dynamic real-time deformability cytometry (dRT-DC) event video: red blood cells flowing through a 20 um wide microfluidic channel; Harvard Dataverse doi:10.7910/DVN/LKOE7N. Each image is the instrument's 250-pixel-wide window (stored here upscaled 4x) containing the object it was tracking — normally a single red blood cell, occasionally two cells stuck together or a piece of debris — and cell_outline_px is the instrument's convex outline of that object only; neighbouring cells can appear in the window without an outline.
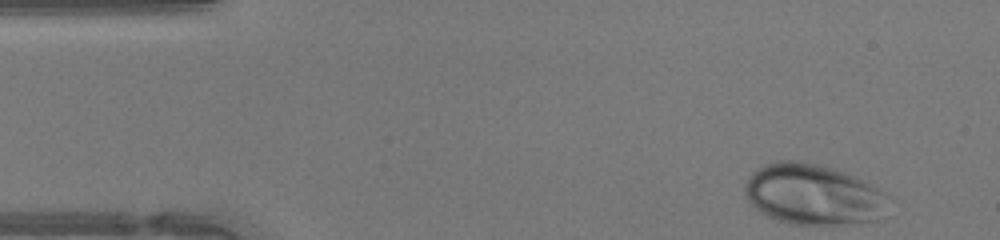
{"species": "human", "species_latin": "Homo sapiens", "temperature_condition": "warm", "stored_images_in_passage": 43, "camera_frame_rate_fps": 3000, "um_per_image_px": 0.085, "donor": {"sex": "female"}, "frame": {"image": 1, "passage_image": 1, "time_ms": 0.0, "image_size_px": [1000, 240], "cell_outline_px": [[892, 196], [880, 220], [860, 224], [792, 224], [776, 220], [760, 212], [748, 204], [744, 196], [744, 188], [748, 176], [752, 172], [764, 164], [780, 160], [800, 160], [820, 164], [844, 172]], "centroid_in_image_um": [69.1, 16.54], "position_along_channel_um": 15.9, "area_um2": 51.56}}
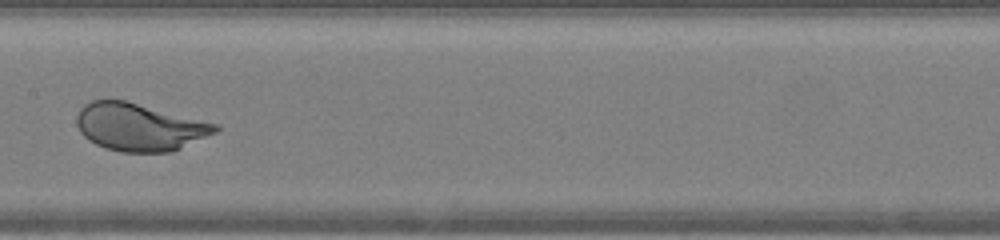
{"frame": {"image": 2, "passage_image": 20, "time_ms": 6.333, "image_size_px": [1000, 240], "cell_outline_px": [[220, 128], [216, 132], [180, 148], [168, 152], [120, 152], [104, 148], [88, 140], [80, 132], [76, 124], [76, 116], [80, 108], [84, 104], [92, 100], [124, 100], [220, 124]], "centroid_in_image_um": [11.82, 10.79], "position_along_channel_um": 195.6, "area_um2": 38.44}}
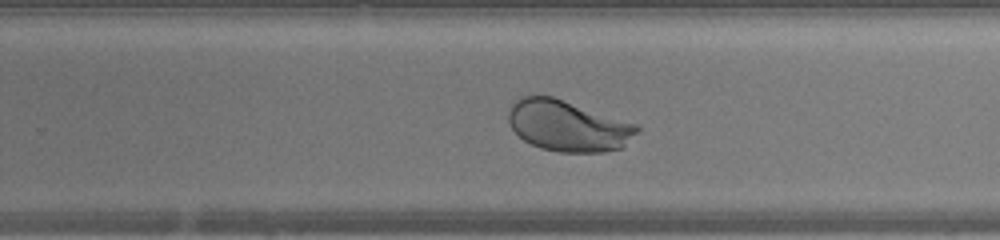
{"frame": {"image": 3, "passage_image": 26, "time_ms": 8.333, "image_size_px": [1000, 240], "cell_outline_px": [[640, 128], [620, 148], [604, 152], [560, 152], [540, 148], [524, 140], [512, 128], [508, 120], [508, 112], [512, 104], [520, 96], [552, 96], [636, 124]], "centroid_in_image_um": [48.23, 10.69], "position_along_channel_um": 281.6, "area_um2": 37.63}, "authors_computed_cell_mechanics": {"area_um2": 44.6794, "velocity_mm_per_s": 4.3096, "shape_relaxation_time_tau1_ms": 2.1843, "shape_relaxation_time_tau2_ms": null, "deformation_change_tau1": 0.1187, "deformation_change_tau2": null}}